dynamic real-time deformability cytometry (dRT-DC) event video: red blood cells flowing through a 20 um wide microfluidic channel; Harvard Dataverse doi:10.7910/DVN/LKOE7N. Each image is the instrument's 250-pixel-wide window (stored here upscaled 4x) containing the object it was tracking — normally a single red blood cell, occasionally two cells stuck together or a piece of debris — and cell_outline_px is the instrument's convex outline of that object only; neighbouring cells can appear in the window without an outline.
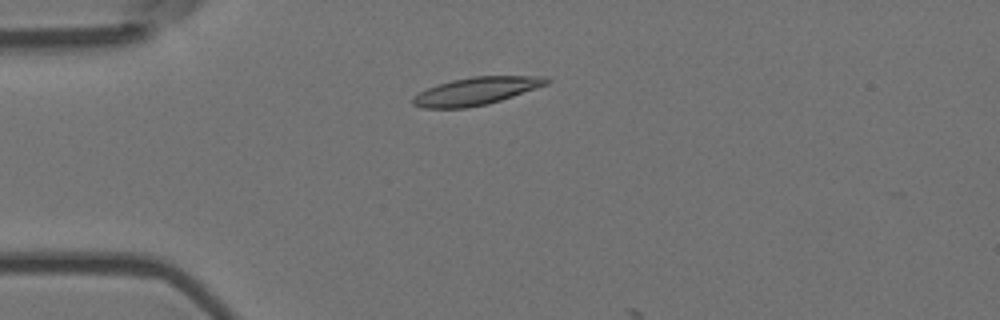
{"species": "Egyptian fruit bat (a non-hibernating species)", "species_latin": "Rousettus aegyptiacus", "temperature_condition": "room temperature", "stored_images_in_passage": 2, "camera_frame_rate_fps": 3000, "um_per_image_px": 0.085, "animal": {"sex": "female"}, "frame": {"image": 1, "passage_image": 1, "time_ms": 0.0, "image_size_px": [1000, 320], "cell_outline_px": [[552, 80], [548, 84], [488, 104], [464, 108], [424, 108], [412, 104], [412, 96], [428, 88], [452, 80], [472, 76], [548, 76]], "centroid_in_image_um": [40.49, 7.73], "position_along_channel_um": 44.5, "area_um2": 21.44}}